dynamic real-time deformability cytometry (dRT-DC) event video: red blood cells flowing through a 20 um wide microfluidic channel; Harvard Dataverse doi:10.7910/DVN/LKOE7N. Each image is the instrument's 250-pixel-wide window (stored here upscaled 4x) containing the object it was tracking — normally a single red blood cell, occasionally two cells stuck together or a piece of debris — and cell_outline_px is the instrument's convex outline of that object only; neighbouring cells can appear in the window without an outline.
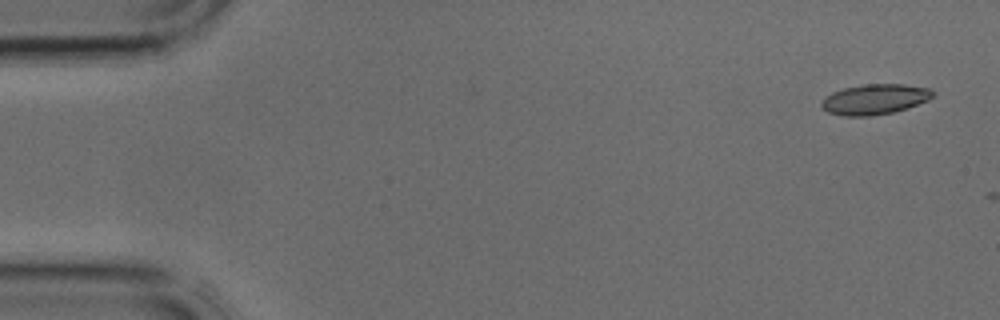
{"species": "common noctule bat (a hibernating species)", "species_latin": "Nyctalus noctula", "temperature_condition": "cold", "stored_images_in_passage": 4, "camera_frame_rate_fps": 3000, "um_per_image_px": 0.085, "animal": {"sex": "male", "body_mass_g": 17.9, "forearm_length_mm": 54.2}, "frame": {"image": 1, "passage_image": 1, "time_ms": 0.0, "image_size_px": [1000, 320], "cell_outline_px": [[936, 96], [928, 100], [892, 112], [872, 116], [844, 116], [828, 112], [820, 108], [820, 100], [824, 96], [832, 92], [844, 88], [864, 84], [904, 84], [932, 88], [936, 92]], "centroid_in_image_um": [74.34, 8.43], "position_along_channel_um": 10.7, "area_um2": 19.94}}
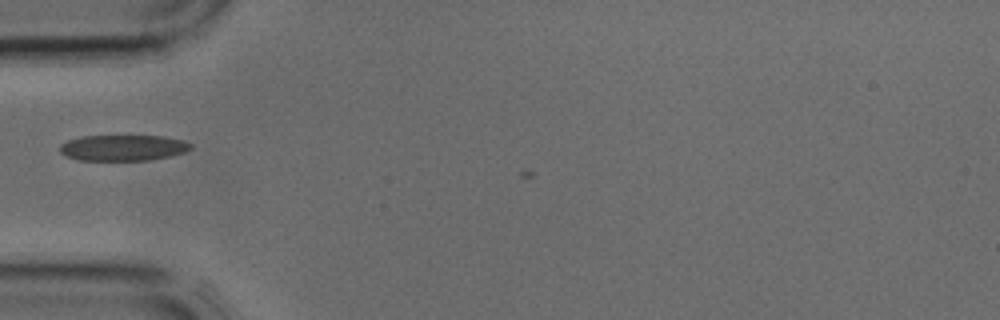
{"frame": {"image": 2, "passage_image": 4, "time_ms": 1.0, "image_size_px": [1000, 320], "cell_outline_px": [[192, 148], [184, 152], [168, 156], [148, 160], [80, 160], [64, 156], [60, 152], [60, 144], [68, 140], [84, 136], [164, 136], [184, 140], [192, 144]], "centroid_in_image_um": [10.45, 12.56], "position_along_channel_um": 74.5, "area_um2": 19.71}}